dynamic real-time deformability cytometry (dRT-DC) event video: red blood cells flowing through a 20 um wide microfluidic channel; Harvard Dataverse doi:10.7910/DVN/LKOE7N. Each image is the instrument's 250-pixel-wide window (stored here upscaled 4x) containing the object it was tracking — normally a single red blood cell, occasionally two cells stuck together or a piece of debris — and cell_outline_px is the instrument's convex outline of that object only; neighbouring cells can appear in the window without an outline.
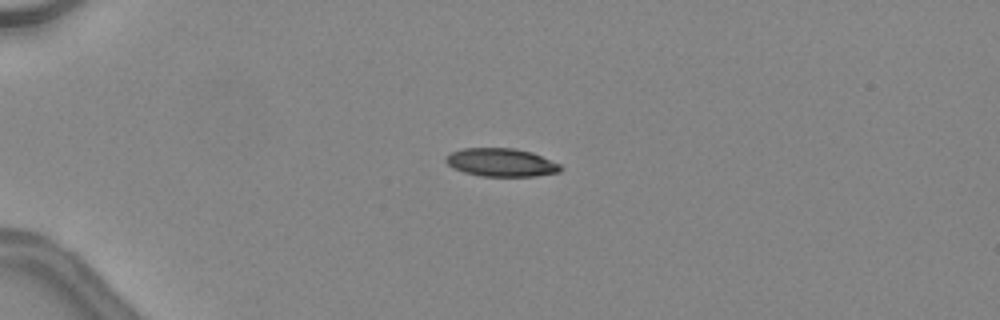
{"species": "common noctule bat (a hibernating species)", "species_latin": "Nyctalus noctula", "temperature_condition": "warm", "stored_images_in_passage": 5, "camera_frame_rate_fps": 3000, "um_per_image_px": 0.085, "animal": {"sex": "female", "body_mass_g": 24.6, "forearm_length_mm": 56.2}, "frame": {"image": 1, "passage_image": 2, "time_ms": 0.333, "image_size_px": [1000, 320], "cell_outline_px": [[564, 168], [560, 172], [536, 176], [480, 176], [464, 172], [448, 164], [444, 160], [444, 156], [452, 152], [464, 148], [516, 148], [532, 152], [560, 164]], "centroid_in_image_um": [42.63, 13.8], "position_along_channel_um": 42.4, "area_um2": 18.9}}